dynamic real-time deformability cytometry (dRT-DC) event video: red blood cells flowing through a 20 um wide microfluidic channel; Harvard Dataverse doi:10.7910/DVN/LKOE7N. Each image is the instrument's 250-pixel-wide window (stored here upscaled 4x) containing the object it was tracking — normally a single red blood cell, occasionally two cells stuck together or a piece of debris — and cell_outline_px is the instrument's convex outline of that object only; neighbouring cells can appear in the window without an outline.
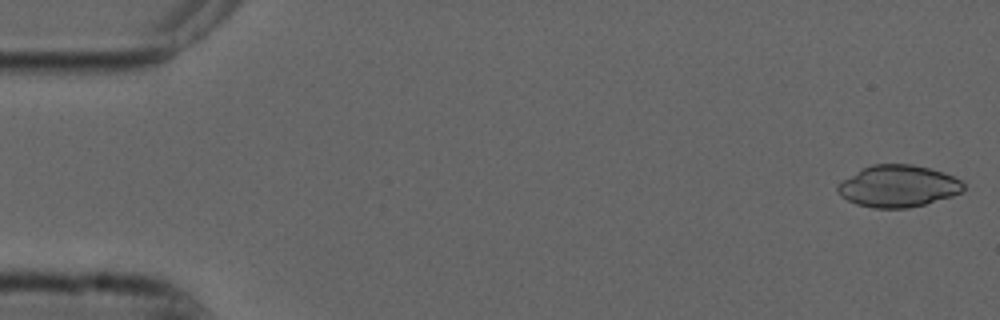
{"species": "common noctule bat (a hibernating species)", "species_latin": "Nyctalus noctula", "temperature_condition": "cold", "stored_images_in_passage": 53, "camera_frame_rate_fps": 3000, "um_per_image_px": 0.085, "animal": {"sex": "male", "forearm_length_mm": 52.5}, "frame": {"image": 1, "passage_image": 1, "time_ms": 0.0, "image_size_px": [1000, 320], "cell_outline_px": [[964, 188], [960, 192], [952, 196], [924, 204], [908, 208], [872, 208], [856, 204], [840, 196], [836, 188], [844, 180], [864, 168], [872, 164], [912, 164], [944, 172], [960, 180], [964, 184]], "centroid_in_image_um": [76.35, 15.83], "position_along_channel_um": 8.7, "area_um2": 30.35}}